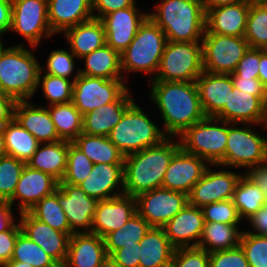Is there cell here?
<instances>
[{"label": "cell", "mask_w": 267, "mask_h": 267, "mask_svg": "<svg viewBox=\"0 0 267 267\" xmlns=\"http://www.w3.org/2000/svg\"><path fill=\"white\" fill-rule=\"evenodd\" d=\"M12 209L9 201H0V232L9 230L15 224Z\"/></svg>", "instance_id": "60"}, {"label": "cell", "mask_w": 267, "mask_h": 267, "mask_svg": "<svg viewBox=\"0 0 267 267\" xmlns=\"http://www.w3.org/2000/svg\"><path fill=\"white\" fill-rule=\"evenodd\" d=\"M233 86L258 98H267V89L258 78L231 77Z\"/></svg>", "instance_id": "55"}, {"label": "cell", "mask_w": 267, "mask_h": 267, "mask_svg": "<svg viewBox=\"0 0 267 267\" xmlns=\"http://www.w3.org/2000/svg\"><path fill=\"white\" fill-rule=\"evenodd\" d=\"M210 167V168H209ZM209 165L201 179L193 186L188 194V204L202 208L204 205L218 201L230 200L233 197L236 185L243 175L234 171L211 170Z\"/></svg>", "instance_id": "14"}, {"label": "cell", "mask_w": 267, "mask_h": 267, "mask_svg": "<svg viewBox=\"0 0 267 267\" xmlns=\"http://www.w3.org/2000/svg\"><path fill=\"white\" fill-rule=\"evenodd\" d=\"M195 82L206 117H214L224 105H228L234 88L230 74L203 71Z\"/></svg>", "instance_id": "27"}, {"label": "cell", "mask_w": 267, "mask_h": 267, "mask_svg": "<svg viewBox=\"0 0 267 267\" xmlns=\"http://www.w3.org/2000/svg\"><path fill=\"white\" fill-rule=\"evenodd\" d=\"M37 220L71 236V228L59 202V187L28 211Z\"/></svg>", "instance_id": "40"}, {"label": "cell", "mask_w": 267, "mask_h": 267, "mask_svg": "<svg viewBox=\"0 0 267 267\" xmlns=\"http://www.w3.org/2000/svg\"><path fill=\"white\" fill-rule=\"evenodd\" d=\"M59 202L67 216L71 235L91 233L98 200L89 197L78 185L59 183Z\"/></svg>", "instance_id": "15"}, {"label": "cell", "mask_w": 267, "mask_h": 267, "mask_svg": "<svg viewBox=\"0 0 267 267\" xmlns=\"http://www.w3.org/2000/svg\"><path fill=\"white\" fill-rule=\"evenodd\" d=\"M2 130L7 155L27 163L40 142L14 118Z\"/></svg>", "instance_id": "36"}, {"label": "cell", "mask_w": 267, "mask_h": 267, "mask_svg": "<svg viewBox=\"0 0 267 267\" xmlns=\"http://www.w3.org/2000/svg\"><path fill=\"white\" fill-rule=\"evenodd\" d=\"M173 141L172 137H167L158 145L125 156L124 194L136 197L162 187L169 163L181 148L180 140Z\"/></svg>", "instance_id": "2"}, {"label": "cell", "mask_w": 267, "mask_h": 267, "mask_svg": "<svg viewBox=\"0 0 267 267\" xmlns=\"http://www.w3.org/2000/svg\"><path fill=\"white\" fill-rule=\"evenodd\" d=\"M137 213L136 197L122 194L98 201L91 233L104 238L121 227Z\"/></svg>", "instance_id": "20"}, {"label": "cell", "mask_w": 267, "mask_h": 267, "mask_svg": "<svg viewBox=\"0 0 267 267\" xmlns=\"http://www.w3.org/2000/svg\"><path fill=\"white\" fill-rule=\"evenodd\" d=\"M26 163L11 156L0 158V200L8 201L14 194Z\"/></svg>", "instance_id": "45"}, {"label": "cell", "mask_w": 267, "mask_h": 267, "mask_svg": "<svg viewBox=\"0 0 267 267\" xmlns=\"http://www.w3.org/2000/svg\"><path fill=\"white\" fill-rule=\"evenodd\" d=\"M209 267H249L244 250L238 246L209 253Z\"/></svg>", "instance_id": "50"}, {"label": "cell", "mask_w": 267, "mask_h": 267, "mask_svg": "<svg viewBox=\"0 0 267 267\" xmlns=\"http://www.w3.org/2000/svg\"><path fill=\"white\" fill-rule=\"evenodd\" d=\"M128 88L116 101L102 105L83 116V133L108 137L124 112L135 102Z\"/></svg>", "instance_id": "28"}, {"label": "cell", "mask_w": 267, "mask_h": 267, "mask_svg": "<svg viewBox=\"0 0 267 267\" xmlns=\"http://www.w3.org/2000/svg\"><path fill=\"white\" fill-rule=\"evenodd\" d=\"M107 258L104 238L93 233H73L62 267H101Z\"/></svg>", "instance_id": "25"}, {"label": "cell", "mask_w": 267, "mask_h": 267, "mask_svg": "<svg viewBox=\"0 0 267 267\" xmlns=\"http://www.w3.org/2000/svg\"><path fill=\"white\" fill-rule=\"evenodd\" d=\"M75 58H77L72 51L65 49L51 51L47 58L46 69H42V73H47L57 77H63L66 79H73V82L78 78L79 70L75 71ZM73 77V78H72Z\"/></svg>", "instance_id": "46"}, {"label": "cell", "mask_w": 267, "mask_h": 267, "mask_svg": "<svg viewBox=\"0 0 267 267\" xmlns=\"http://www.w3.org/2000/svg\"><path fill=\"white\" fill-rule=\"evenodd\" d=\"M3 267H33V266L21 261H9Z\"/></svg>", "instance_id": "63"}, {"label": "cell", "mask_w": 267, "mask_h": 267, "mask_svg": "<svg viewBox=\"0 0 267 267\" xmlns=\"http://www.w3.org/2000/svg\"><path fill=\"white\" fill-rule=\"evenodd\" d=\"M250 2L222 5L206 11L205 33L244 37Z\"/></svg>", "instance_id": "24"}, {"label": "cell", "mask_w": 267, "mask_h": 267, "mask_svg": "<svg viewBox=\"0 0 267 267\" xmlns=\"http://www.w3.org/2000/svg\"><path fill=\"white\" fill-rule=\"evenodd\" d=\"M20 232L19 223H15L9 230L0 232V267L11 260L17 236Z\"/></svg>", "instance_id": "52"}, {"label": "cell", "mask_w": 267, "mask_h": 267, "mask_svg": "<svg viewBox=\"0 0 267 267\" xmlns=\"http://www.w3.org/2000/svg\"><path fill=\"white\" fill-rule=\"evenodd\" d=\"M240 246L244 250L249 267H267V236L243 230Z\"/></svg>", "instance_id": "47"}, {"label": "cell", "mask_w": 267, "mask_h": 267, "mask_svg": "<svg viewBox=\"0 0 267 267\" xmlns=\"http://www.w3.org/2000/svg\"><path fill=\"white\" fill-rule=\"evenodd\" d=\"M136 204L151 227H163L188 204V195L160 187L136 196Z\"/></svg>", "instance_id": "13"}, {"label": "cell", "mask_w": 267, "mask_h": 267, "mask_svg": "<svg viewBox=\"0 0 267 267\" xmlns=\"http://www.w3.org/2000/svg\"><path fill=\"white\" fill-rule=\"evenodd\" d=\"M140 243L124 246L114 251L109 257L123 267H139Z\"/></svg>", "instance_id": "54"}, {"label": "cell", "mask_w": 267, "mask_h": 267, "mask_svg": "<svg viewBox=\"0 0 267 267\" xmlns=\"http://www.w3.org/2000/svg\"><path fill=\"white\" fill-rule=\"evenodd\" d=\"M244 174L263 191L267 204V161L250 167Z\"/></svg>", "instance_id": "56"}, {"label": "cell", "mask_w": 267, "mask_h": 267, "mask_svg": "<svg viewBox=\"0 0 267 267\" xmlns=\"http://www.w3.org/2000/svg\"><path fill=\"white\" fill-rule=\"evenodd\" d=\"M148 222L138 213L132 216L121 229L114 230L104 237L108 257L116 250L139 243L150 229Z\"/></svg>", "instance_id": "38"}, {"label": "cell", "mask_w": 267, "mask_h": 267, "mask_svg": "<svg viewBox=\"0 0 267 267\" xmlns=\"http://www.w3.org/2000/svg\"><path fill=\"white\" fill-rule=\"evenodd\" d=\"M232 201L242 220H247L263 206L267 205L263 191L255 185L244 173L239 179Z\"/></svg>", "instance_id": "39"}, {"label": "cell", "mask_w": 267, "mask_h": 267, "mask_svg": "<svg viewBox=\"0 0 267 267\" xmlns=\"http://www.w3.org/2000/svg\"><path fill=\"white\" fill-rule=\"evenodd\" d=\"M167 42L164 31L149 17L139 26L130 45L121 54V68L124 78L129 72L157 73Z\"/></svg>", "instance_id": "6"}, {"label": "cell", "mask_w": 267, "mask_h": 267, "mask_svg": "<svg viewBox=\"0 0 267 267\" xmlns=\"http://www.w3.org/2000/svg\"><path fill=\"white\" fill-rule=\"evenodd\" d=\"M148 17L165 33L167 41L201 42L206 29L203 0H161Z\"/></svg>", "instance_id": "3"}, {"label": "cell", "mask_w": 267, "mask_h": 267, "mask_svg": "<svg viewBox=\"0 0 267 267\" xmlns=\"http://www.w3.org/2000/svg\"><path fill=\"white\" fill-rule=\"evenodd\" d=\"M48 21L54 34L92 18V0H47Z\"/></svg>", "instance_id": "29"}, {"label": "cell", "mask_w": 267, "mask_h": 267, "mask_svg": "<svg viewBox=\"0 0 267 267\" xmlns=\"http://www.w3.org/2000/svg\"><path fill=\"white\" fill-rule=\"evenodd\" d=\"M101 267H123L120 264H117L116 262H114L110 257H108L103 265Z\"/></svg>", "instance_id": "65"}, {"label": "cell", "mask_w": 267, "mask_h": 267, "mask_svg": "<svg viewBox=\"0 0 267 267\" xmlns=\"http://www.w3.org/2000/svg\"><path fill=\"white\" fill-rule=\"evenodd\" d=\"M248 222L251 225L250 227H252V231L247 230L246 232L260 236H267V205L263 206L247 219V223Z\"/></svg>", "instance_id": "57"}, {"label": "cell", "mask_w": 267, "mask_h": 267, "mask_svg": "<svg viewBox=\"0 0 267 267\" xmlns=\"http://www.w3.org/2000/svg\"><path fill=\"white\" fill-rule=\"evenodd\" d=\"M72 143L94 164H124L125 156L106 136L82 132Z\"/></svg>", "instance_id": "35"}, {"label": "cell", "mask_w": 267, "mask_h": 267, "mask_svg": "<svg viewBox=\"0 0 267 267\" xmlns=\"http://www.w3.org/2000/svg\"><path fill=\"white\" fill-rule=\"evenodd\" d=\"M124 79L79 75L73 84L72 102L84 116L102 105L116 101L129 87Z\"/></svg>", "instance_id": "12"}, {"label": "cell", "mask_w": 267, "mask_h": 267, "mask_svg": "<svg viewBox=\"0 0 267 267\" xmlns=\"http://www.w3.org/2000/svg\"><path fill=\"white\" fill-rule=\"evenodd\" d=\"M205 222H221L225 224H238L240 218L232 199L204 205L202 208Z\"/></svg>", "instance_id": "48"}, {"label": "cell", "mask_w": 267, "mask_h": 267, "mask_svg": "<svg viewBox=\"0 0 267 267\" xmlns=\"http://www.w3.org/2000/svg\"><path fill=\"white\" fill-rule=\"evenodd\" d=\"M139 243V267H170L175 248L163 227H150Z\"/></svg>", "instance_id": "31"}, {"label": "cell", "mask_w": 267, "mask_h": 267, "mask_svg": "<svg viewBox=\"0 0 267 267\" xmlns=\"http://www.w3.org/2000/svg\"><path fill=\"white\" fill-rule=\"evenodd\" d=\"M238 124L227 122L225 158L219 166L247 170L266 162L267 138L254 131V124L245 123L241 128Z\"/></svg>", "instance_id": "9"}, {"label": "cell", "mask_w": 267, "mask_h": 267, "mask_svg": "<svg viewBox=\"0 0 267 267\" xmlns=\"http://www.w3.org/2000/svg\"><path fill=\"white\" fill-rule=\"evenodd\" d=\"M120 191H115L117 186ZM89 197L98 201L124 194V164H94L88 177L78 185Z\"/></svg>", "instance_id": "23"}, {"label": "cell", "mask_w": 267, "mask_h": 267, "mask_svg": "<svg viewBox=\"0 0 267 267\" xmlns=\"http://www.w3.org/2000/svg\"><path fill=\"white\" fill-rule=\"evenodd\" d=\"M69 49L79 59L106 44L105 27L101 19L92 18L63 32Z\"/></svg>", "instance_id": "30"}, {"label": "cell", "mask_w": 267, "mask_h": 267, "mask_svg": "<svg viewBox=\"0 0 267 267\" xmlns=\"http://www.w3.org/2000/svg\"><path fill=\"white\" fill-rule=\"evenodd\" d=\"M19 215L21 232L62 267L66 260L70 236L37 220L29 212H22Z\"/></svg>", "instance_id": "18"}, {"label": "cell", "mask_w": 267, "mask_h": 267, "mask_svg": "<svg viewBox=\"0 0 267 267\" xmlns=\"http://www.w3.org/2000/svg\"><path fill=\"white\" fill-rule=\"evenodd\" d=\"M58 187L59 181L53 176L25 165L15 192L8 201L12 206L19 201L17 205L19 212H28L44 197L55 192Z\"/></svg>", "instance_id": "19"}, {"label": "cell", "mask_w": 267, "mask_h": 267, "mask_svg": "<svg viewBox=\"0 0 267 267\" xmlns=\"http://www.w3.org/2000/svg\"><path fill=\"white\" fill-rule=\"evenodd\" d=\"M203 71L201 42L167 41L151 80L195 82Z\"/></svg>", "instance_id": "8"}, {"label": "cell", "mask_w": 267, "mask_h": 267, "mask_svg": "<svg viewBox=\"0 0 267 267\" xmlns=\"http://www.w3.org/2000/svg\"><path fill=\"white\" fill-rule=\"evenodd\" d=\"M7 155L6 149H5V142H4V136H3V130L0 129V158Z\"/></svg>", "instance_id": "64"}, {"label": "cell", "mask_w": 267, "mask_h": 267, "mask_svg": "<svg viewBox=\"0 0 267 267\" xmlns=\"http://www.w3.org/2000/svg\"><path fill=\"white\" fill-rule=\"evenodd\" d=\"M245 0H203L205 12L208 9L215 8L222 5H229L234 3H240Z\"/></svg>", "instance_id": "62"}, {"label": "cell", "mask_w": 267, "mask_h": 267, "mask_svg": "<svg viewBox=\"0 0 267 267\" xmlns=\"http://www.w3.org/2000/svg\"><path fill=\"white\" fill-rule=\"evenodd\" d=\"M259 62L260 49L249 47L237 64L235 71L230 75L231 77L258 78Z\"/></svg>", "instance_id": "51"}, {"label": "cell", "mask_w": 267, "mask_h": 267, "mask_svg": "<svg viewBox=\"0 0 267 267\" xmlns=\"http://www.w3.org/2000/svg\"><path fill=\"white\" fill-rule=\"evenodd\" d=\"M10 261L25 262L33 267H61L38 244L22 232L17 236Z\"/></svg>", "instance_id": "42"}, {"label": "cell", "mask_w": 267, "mask_h": 267, "mask_svg": "<svg viewBox=\"0 0 267 267\" xmlns=\"http://www.w3.org/2000/svg\"><path fill=\"white\" fill-rule=\"evenodd\" d=\"M204 224L202 209L187 204L163 226V229L175 249L197 247Z\"/></svg>", "instance_id": "21"}, {"label": "cell", "mask_w": 267, "mask_h": 267, "mask_svg": "<svg viewBox=\"0 0 267 267\" xmlns=\"http://www.w3.org/2000/svg\"><path fill=\"white\" fill-rule=\"evenodd\" d=\"M12 25V1L0 0V41L5 32L10 31Z\"/></svg>", "instance_id": "59"}, {"label": "cell", "mask_w": 267, "mask_h": 267, "mask_svg": "<svg viewBox=\"0 0 267 267\" xmlns=\"http://www.w3.org/2000/svg\"><path fill=\"white\" fill-rule=\"evenodd\" d=\"M136 6L110 12L101 19L105 27L106 44L120 54L130 45L139 26L148 17L147 12H141Z\"/></svg>", "instance_id": "16"}, {"label": "cell", "mask_w": 267, "mask_h": 267, "mask_svg": "<svg viewBox=\"0 0 267 267\" xmlns=\"http://www.w3.org/2000/svg\"><path fill=\"white\" fill-rule=\"evenodd\" d=\"M84 68L79 74L104 79H124L121 68V54L105 44L82 57Z\"/></svg>", "instance_id": "33"}, {"label": "cell", "mask_w": 267, "mask_h": 267, "mask_svg": "<svg viewBox=\"0 0 267 267\" xmlns=\"http://www.w3.org/2000/svg\"><path fill=\"white\" fill-rule=\"evenodd\" d=\"M16 101L0 92V129H3L14 118V106Z\"/></svg>", "instance_id": "58"}, {"label": "cell", "mask_w": 267, "mask_h": 267, "mask_svg": "<svg viewBox=\"0 0 267 267\" xmlns=\"http://www.w3.org/2000/svg\"><path fill=\"white\" fill-rule=\"evenodd\" d=\"M203 69L210 73L231 74L249 49L244 37L204 33L202 38Z\"/></svg>", "instance_id": "10"}, {"label": "cell", "mask_w": 267, "mask_h": 267, "mask_svg": "<svg viewBox=\"0 0 267 267\" xmlns=\"http://www.w3.org/2000/svg\"><path fill=\"white\" fill-rule=\"evenodd\" d=\"M136 101L124 112L108 138L124 156L158 145L167 136Z\"/></svg>", "instance_id": "5"}, {"label": "cell", "mask_w": 267, "mask_h": 267, "mask_svg": "<svg viewBox=\"0 0 267 267\" xmlns=\"http://www.w3.org/2000/svg\"><path fill=\"white\" fill-rule=\"evenodd\" d=\"M41 66L24 45L4 47L0 41V92L15 101L30 100L39 89Z\"/></svg>", "instance_id": "4"}, {"label": "cell", "mask_w": 267, "mask_h": 267, "mask_svg": "<svg viewBox=\"0 0 267 267\" xmlns=\"http://www.w3.org/2000/svg\"><path fill=\"white\" fill-rule=\"evenodd\" d=\"M242 233L238 224L205 222L197 247L209 253L233 249L240 246Z\"/></svg>", "instance_id": "34"}, {"label": "cell", "mask_w": 267, "mask_h": 267, "mask_svg": "<svg viewBox=\"0 0 267 267\" xmlns=\"http://www.w3.org/2000/svg\"><path fill=\"white\" fill-rule=\"evenodd\" d=\"M177 139L181 148L204 159L209 165L219 167L225 158L227 121L205 117L189 127Z\"/></svg>", "instance_id": "7"}, {"label": "cell", "mask_w": 267, "mask_h": 267, "mask_svg": "<svg viewBox=\"0 0 267 267\" xmlns=\"http://www.w3.org/2000/svg\"><path fill=\"white\" fill-rule=\"evenodd\" d=\"M150 100L162 116L163 132L177 139L189 127L203 120L196 82L150 80ZM178 136V137H177Z\"/></svg>", "instance_id": "1"}, {"label": "cell", "mask_w": 267, "mask_h": 267, "mask_svg": "<svg viewBox=\"0 0 267 267\" xmlns=\"http://www.w3.org/2000/svg\"><path fill=\"white\" fill-rule=\"evenodd\" d=\"M263 124H264V125H262L264 127L263 129L267 130V104H266L265 119H264Z\"/></svg>", "instance_id": "66"}, {"label": "cell", "mask_w": 267, "mask_h": 267, "mask_svg": "<svg viewBox=\"0 0 267 267\" xmlns=\"http://www.w3.org/2000/svg\"><path fill=\"white\" fill-rule=\"evenodd\" d=\"M70 143L64 140L53 143H40L26 165L32 169L47 173L61 182L67 167Z\"/></svg>", "instance_id": "32"}, {"label": "cell", "mask_w": 267, "mask_h": 267, "mask_svg": "<svg viewBox=\"0 0 267 267\" xmlns=\"http://www.w3.org/2000/svg\"><path fill=\"white\" fill-rule=\"evenodd\" d=\"M94 163L73 143L69 144L67 167L59 183L79 185L88 177Z\"/></svg>", "instance_id": "44"}, {"label": "cell", "mask_w": 267, "mask_h": 267, "mask_svg": "<svg viewBox=\"0 0 267 267\" xmlns=\"http://www.w3.org/2000/svg\"><path fill=\"white\" fill-rule=\"evenodd\" d=\"M59 139L73 142L83 131V115L73 102L47 106Z\"/></svg>", "instance_id": "37"}, {"label": "cell", "mask_w": 267, "mask_h": 267, "mask_svg": "<svg viewBox=\"0 0 267 267\" xmlns=\"http://www.w3.org/2000/svg\"><path fill=\"white\" fill-rule=\"evenodd\" d=\"M260 66L258 79L262 82L263 86L267 89V50L260 49Z\"/></svg>", "instance_id": "61"}, {"label": "cell", "mask_w": 267, "mask_h": 267, "mask_svg": "<svg viewBox=\"0 0 267 267\" xmlns=\"http://www.w3.org/2000/svg\"><path fill=\"white\" fill-rule=\"evenodd\" d=\"M267 98H258L236 87L230 93L228 105L214 116L229 123H245L262 126L265 119ZM260 124V125H259Z\"/></svg>", "instance_id": "22"}, {"label": "cell", "mask_w": 267, "mask_h": 267, "mask_svg": "<svg viewBox=\"0 0 267 267\" xmlns=\"http://www.w3.org/2000/svg\"><path fill=\"white\" fill-rule=\"evenodd\" d=\"M11 1L12 25L10 30L23 36L32 48H36L44 37L55 36L48 21L47 0Z\"/></svg>", "instance_id": "11"}, {"label": "cell", "mask_w": 267, "mask_h": 267, "mask_svg": "<svg viewBox=\"0 0 267 267\" xmlns=\"http://www.w3.org/2000/svg\"><path fill=\"white\" fill-rule=\"evenodd\" d=\"M244 38L250 48H267V2L250 3Z\"/></svg>", "instance_id": "41"}, {"label": "cell", "mask_w": 267, "mask_h": 267, "mask_svg": "<svg viewBox=\"0 0 267 267\" xmlns=\"http://www.w3.org/2000/svg\"><path fill=\"white\" fill-rule=\"evenodd\" d=\"M43 74V75H42ZM73 80L63 77L53 76L40 71L38 87L43 89L44 98H47L49 104L68 103L72 101Z\"/></svg>", "instance_id": "43"}, {"label": "cell", "mask_w": 267, "mask_h": 267, "mask_svg": "<svg viewBox=\"0 0 267 267\" xmlns=\"http://www.w3.org/2000/svg\"><path fill=\"white\" fill-rule=\"evenodd\" d=\"M170 267H209V252L198 247L177 248Z\"/></svg>", "instance_id": "49"}, {"label": "cell", "mask_w": 267, "mask_h": 267, "mask_svg": "<svg viewBox=\"0 0 267 267\" xmlns=\"http://www.w3.org/2000/svg\"><path fill=\"white\" fill-rule=\"evenodd\" d=\"M14 119L40 143L60 141L47 106H38L29 101H16Z\"/></svg>", "instance_id": "26"}, {"label": "cell", "mask_w": 267, "mask_h": 267, "mask_svg": "<svg viewBox=\"0 0 267 267\" xmlns=\"http://www.w3.org/2000/svg\"><path fill=\"white\" fill-rule=\"evenodd\" d=\"M250 3H254V2H267V0H246Z\"/></svg>", "instance_id": "67"}, {"label": "cell", "mask_w": 267, "mask_h": 267, "mask_svg": "<svg viewBox=\"0 0 267 267\" xmlns=\"http://www.w3.org/2000/svg\"><path fill=\"white\" fill-rule=\"evenodd\" d=\"M135 4L136 0H92V12L94 18L102 19L110 12L132 7Z\"/></svg>", "instance_id": "53"}, {"label": "cell", "mask_w": 267, "mask_h": 267, "mask_svg": "<svg viewBox=\"0 0 267 267\" xmlns=\"http://www.w3.org/2000/svg\"><path fill=\"white\" fill-rule=\"evenodd\" d=\"M208 166L209 164L201 157L180 148L169 163L162 187L188 195Z\"/></svg>", "instance_id": "17"}]
</instances>
